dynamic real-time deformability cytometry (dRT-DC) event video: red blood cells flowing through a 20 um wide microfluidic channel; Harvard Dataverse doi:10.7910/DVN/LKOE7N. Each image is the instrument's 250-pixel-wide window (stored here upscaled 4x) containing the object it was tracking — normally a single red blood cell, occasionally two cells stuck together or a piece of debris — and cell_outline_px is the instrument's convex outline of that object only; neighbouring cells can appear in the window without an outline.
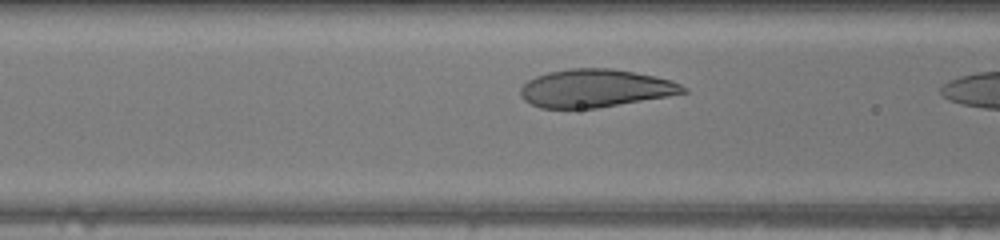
{"species": "human", "species_latin": "Homo sapiens", "temperature_condition": "warm", "stored_images_in_passage": 9, "camera_frame_rate_fps": 3000, "um_per_image_px": 0.085, "donor": {"sex": "female"}, "frame": {"image": 1, "passage_image": 7, "time_ms": 2.0, "image_size_px": [1000, 240], "cell_outline_px": [[688, 92], [668, 96], [596, 108], [540, 108], [524, 100], [520, 96], [520, 88], [528, 80], [536, 76], [548, 72], [568, 68], [612, 68], [656, 76], [672, 80], [688, 88]], "centroid_in_image_um": [50.6, 7.5], "position_along_channel_um": 116.0, "area_um2": 36.07}}